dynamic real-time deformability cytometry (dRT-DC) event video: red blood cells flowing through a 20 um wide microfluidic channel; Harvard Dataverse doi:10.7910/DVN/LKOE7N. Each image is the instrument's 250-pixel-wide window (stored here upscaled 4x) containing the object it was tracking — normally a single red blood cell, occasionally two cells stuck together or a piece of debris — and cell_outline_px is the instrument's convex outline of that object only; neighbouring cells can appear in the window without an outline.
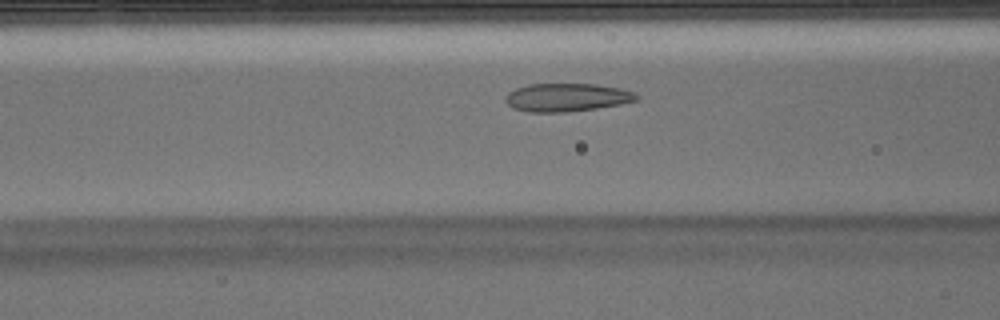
{"species": "Egyptian fruit bat (a non-hibernating species)", "species_latin": "Rousettus aegyptiacus", "temperature_condition": "warm", "stored_images_in_passage": 33, "camera_frame_rate_fps": 3000, "um_per_image_px": 0.085, "animal": {"sex": "male"}, "frame": {"image": 1, "passage_image": 9, "time_ms": 2.667, "image_size_px": [1000, 320], "cell_outline_px": [[640, 96], [636, 100], [620, 104], [596, 108], [568, 112], [528, 112], [512, 108], [504, 100], [508, 92], [516, 88], [528, 84], [596, 84], [620, 88], [636, 92]], "centroid_in_image_um": [48.17, 8.28], "position_along_channel_um": 118.4, "area_um2": 21.62}}
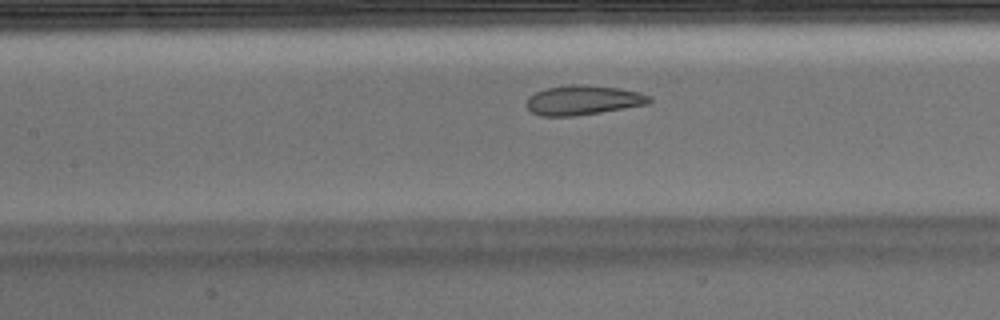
{"frame": {"image": 2, "passage_image": 12, "time_ms": 3.667, "image_size_px": [1000, 320], "cell_outline_px": [[652, 100], [648, 104], [600, 112], [572, 116], [540, 116], [532, 112], [528, 108], [528, 96], [544, 88], [568, 84], [584, 84], [620, 88], [652, 96]], "centroid_in_image_um": [49.55, 8.5], "position_along_channel_um": 157.8, "area_um2": 21.15}}
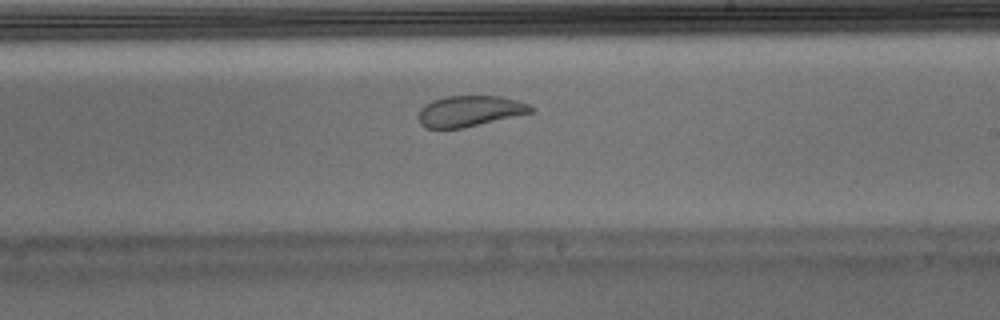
{"frame": {"image": 3, "passage_image": 19, "time_ms": 6.0, "image_size_px": [1000, 320], "cell_outline_px": [[536, 108], [532, 112], [464, 128], [424, 128], [420, 124], [416, 116], [420, 108], [424, 104], [432, 100], [444, 96], [500, 96], [516, 100], [528, 104]], "centroid_in_image_um": [39.86, 9.44], "position_along_channel_um": 249.1, "area_um2": 20.4}, "authors_computed_cell_mechanics": {"area_um2": 22.1952, "velocity_mm_per_s": 3.9319, "shape_relaxation_time_tau1_ms": null, "shape_relaxation_time_tau2_ms": 1.1194, "deformation_change_tau1": null, "deformation_change_tau2": 0.0586}}